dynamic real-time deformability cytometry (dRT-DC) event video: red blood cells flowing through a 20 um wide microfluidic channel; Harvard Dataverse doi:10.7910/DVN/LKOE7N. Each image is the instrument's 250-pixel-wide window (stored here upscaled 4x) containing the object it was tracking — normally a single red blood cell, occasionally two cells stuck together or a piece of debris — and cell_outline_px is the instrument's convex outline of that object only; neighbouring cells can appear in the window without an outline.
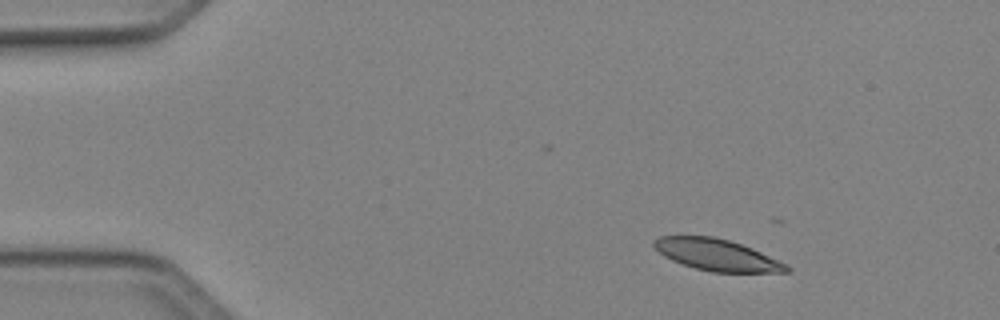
{"species": "Egyptian fruit bat (a non-hibernating species)", "species_latin": "Rousettus aegyptiacus", "temperature_condition": "cold", "stored_images_in_passage": 12, "camera_frame_rate_fps": 3000, "um_per_image_px": 0.085, "animal": {"sex": "female"}, "frame": {"image": 1, "passage_image": 5, "time_ms": 1.333, "image_size_px": [1000, 320], "cell_outline_px": [[792, 272], [712, 272], [696, 268], [672, 260], [664, 256], [652, 248], [652, 240], [660, 236], [712, 236], [728, 240], [752, 248], [792, 268]], "centroid_in_image_um": [60.87, 21.66], "position_along_channel_um": 24.1, "area_um2": 24.16}}